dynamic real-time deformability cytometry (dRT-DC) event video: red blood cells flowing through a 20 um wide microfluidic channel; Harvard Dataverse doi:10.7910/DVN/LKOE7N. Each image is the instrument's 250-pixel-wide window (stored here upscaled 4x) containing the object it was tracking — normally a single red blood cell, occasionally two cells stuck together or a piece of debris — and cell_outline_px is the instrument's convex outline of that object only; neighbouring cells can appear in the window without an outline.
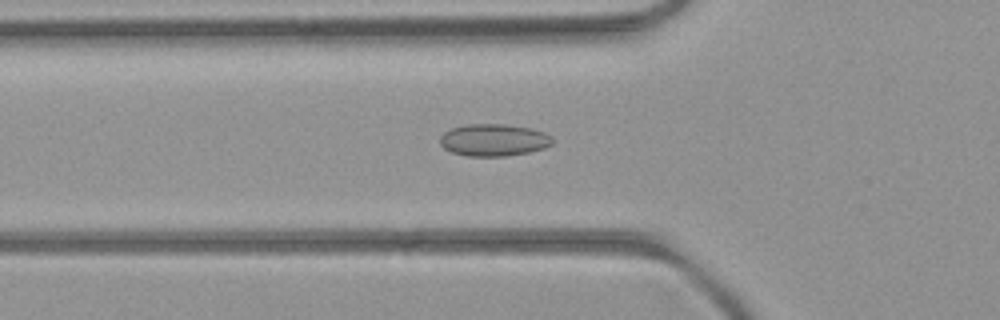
{"species": "common noctule bat (a hibernating species)", "species_latin": "Nyctalus noctula", "temperature_condition": "room temperature", "stored_images_in_passage": 45, "camera_frame_rate_fps": 3000, "um_per_image_px": 0.085, "animal": {"sex": "female", "body_mass_g": 21.9}, "frame": {"image": 1, "passage_image": 17, "time_ms": 5.333, "image_size_px": [1000, 320], "cell_outline_px": [[552, 144], [544, 148], [528, 152], [508, 156], [468, 156], [452, 152], [444, 148], [440, 144], [440, 136], [444, 132], [452, 128], [468, 124], [508, 124], [532, 128], [544, 132], [552, 136]], "centroid_in_image_um": [41.98, 11.89], "position_along_channel_um": 83.8, "area_um2": 21.15}}
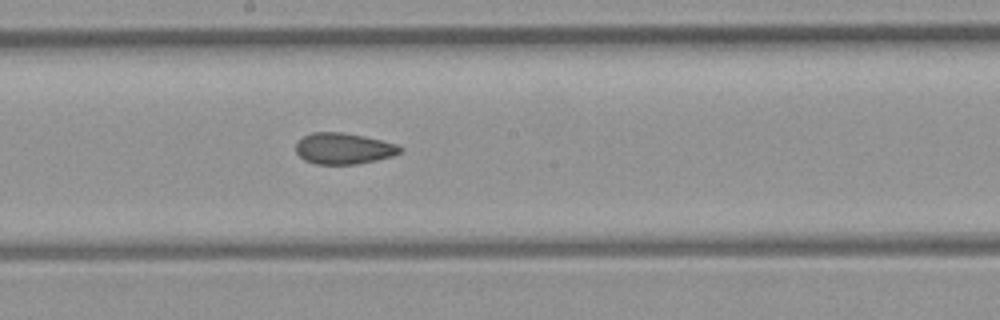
{"frame": {"image": 2, "passage_image": 27, "time_ms": 8.667, "image_size_px": [1000, 320], "cell_outline_px": [[404, 148], [400, 152], [392, 156], [376, 160], [356, 164], [316, 164], [304, 160], [296, 152], [296, 144], [304, 136], [312, 132], [340, 132], [364, 136], [400, 144]], "centroid_in_image_um": [29.24, 12.62], "position_along_channel_um": 219.0, "area_um2": 18.96}}
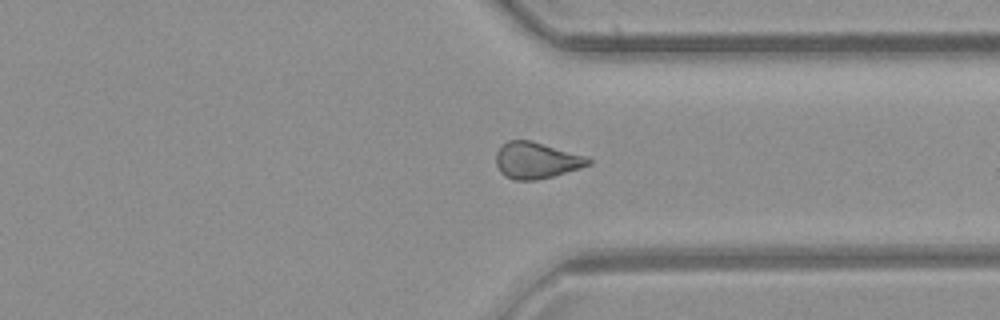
{"frame": {"image": 3, "passage_image": 38, "time_ms": 12.333, "image_size_px": [1000, 320], "cell_outline_px": [[592, 164], [580, 168], [552, 176], [536, 180], [512, 180], [504, 176], [500, 172], [496, 164], [496, 152], [508, 140], [532, 140], [588, 156], [592, 160]], "centroid_in_image_um": [45.61, 13.63], "position_along_channel_um": 365.8, "area_um2": 19.77}, "authors_computed_cell_mechanics": {"area_um2": 19.652, "velocity_mm_per_s": 4.0177, "shape_relaxation_time_tau1_ms": null, "shape_relaxation_time_tau2_ms": 2.8124, "deformation_change_tau1": null, "deformation_change_tau2": 0.0888}}